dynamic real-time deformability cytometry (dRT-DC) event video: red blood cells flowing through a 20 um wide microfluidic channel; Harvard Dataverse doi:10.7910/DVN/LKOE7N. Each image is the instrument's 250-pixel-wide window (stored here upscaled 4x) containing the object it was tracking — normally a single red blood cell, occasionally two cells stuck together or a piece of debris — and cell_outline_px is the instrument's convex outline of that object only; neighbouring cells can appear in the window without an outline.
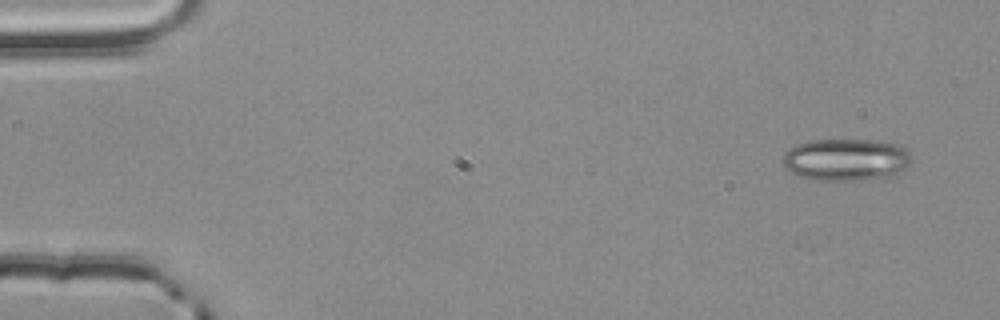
{"species": "common noctule bat (a hibernating species)", "species_latin": "Nyctalus noctula", "temperature_condition": "room temperature", "stored_images_in_passage": 4, "camera_frame_rate_fps": 3000, "um_per_image_px": 0.085, "animal": {"sex": "male", "body_mass_g": 20.4}, "frame": {"image": 1, "passage_image": 1, "time_ms": 0.0, "image_size_px": [1000, 320], "cell_outline_px": [[912, 160], [904, 168], [888, 180], [816, 180], [800, 176], [784, 168], [784, 152], [788, 148], [796, 144], [812, 140], [872, 140], [896, 144], [904, 148], [912, 156]], "centroid_in_image_um": [71.94, 13.59], "position_along_channel_um": 13.1, "area_um2": 31.96}}
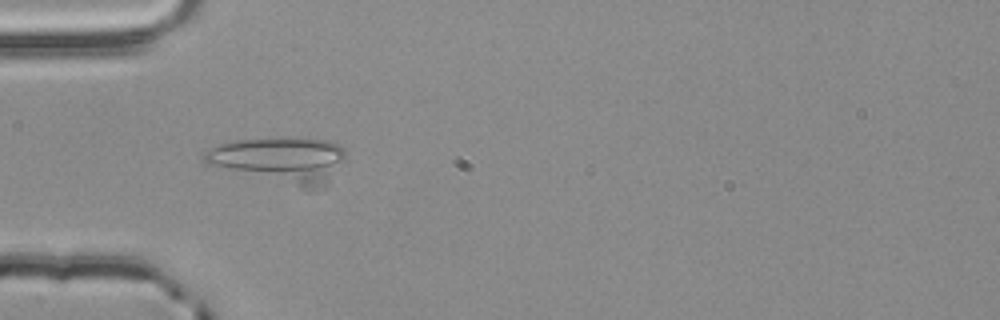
{"frame": {"image": 2, "passage_image": 4, "time_ms": 1.0, "image_size_px": [1000, 320], "cell_outline_px": [[344, 160], [324, 188], [308, 192], [212, 164], [204, 160], [204, 156], [208, 148], [220, 144], [236, 140], [328, 140], [344, 148]], "centroid_in_image_um": [23.91, 13.67], "position_along_channel_um": 61.1, "area_um2": 36.76}}